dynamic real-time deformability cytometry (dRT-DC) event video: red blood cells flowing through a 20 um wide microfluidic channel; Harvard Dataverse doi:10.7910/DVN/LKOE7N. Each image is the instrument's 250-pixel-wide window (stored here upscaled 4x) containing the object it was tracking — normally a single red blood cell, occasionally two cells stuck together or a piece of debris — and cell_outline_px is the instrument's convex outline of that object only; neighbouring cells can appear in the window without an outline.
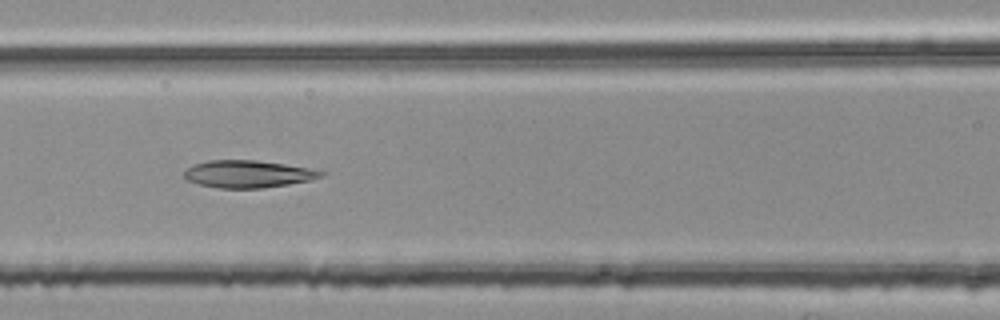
{"species": "common noctule bat (a hibernating species)", "species_latin": "Nyctalus noctula", "temperature_condition": "room temperature", "stored_images_in_passage": 41, "camera_frame_rate_fps": 3000, "um_per_image_px": 0.085, "animal": {"sex": "female", "body_mass_g": 25.1}, "frame": {"image": 1, "passage_image": 17, "time_ms": 5.333, "image_size_px": [1000, 320], "cell_outline_px": [[328, 172], [324, 176], [312, 180], [288, 184], [260, 188], [220, 188], [200, 184], [188, 180], [184, 176], [184, 172], [192, 164], [208, 160], [256, 160], [284, 164], [308, 168]], "centroid_in_image_um": [21.11, 14.78], "position_along_channel_um": 145.5, "area_um2": 21.73}}
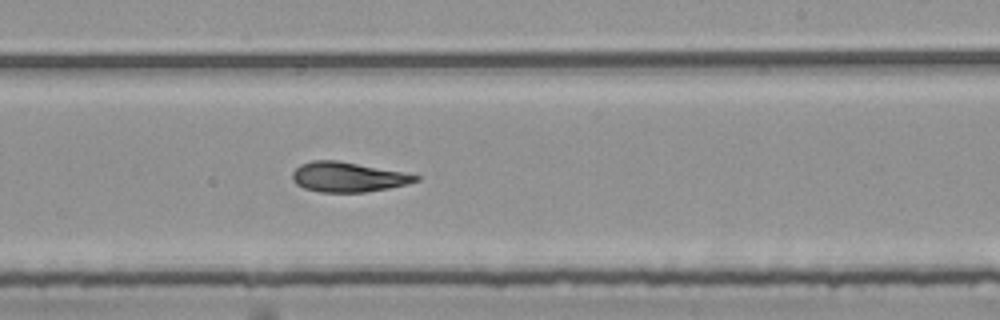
{"frame": {"image": 2, "passage_image": 26, "time_ms": 8.333, "image_size_px": [1000, 320], "cell_outline_px": [[420, 180], [388, 188], [364, 192], [320, 192], [304, 188], [296, 184], [292, 180], [292, 172], [300, 164], [312, 160], [336, 160], [400, 172], [420, 176]], "centroid_in_image_um": [29.5, 15.05], "position_along_channel_um": 259.5, "area_um2": 21.1}}
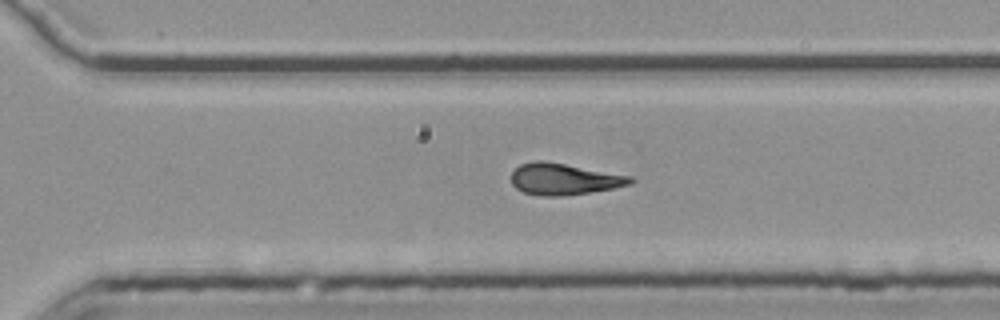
{"frame": {"image": 3, "passage_image": 31, "time_ms": 10.0, "image_size_px": [1000, 320], "cell_outline_px": [[636, 180], [628, 184], [612, 188], [564, 196], [540, 196], [524, 192], [516, 188], [512, 184], [512, 172], [520, 164], [536, 160], [544, 160], [632, 176]], "centroid_in_image_um": [47.92, 15.21], "position_along_channel_um": 322.7, "area_um2": 21.73}, "authors_computed_cell_mechanics": {"area_um2": 21.7328, "velocity_mm_per_s": 3.8217, "shape_relaxation_time_tau1_ms": 4.2901, "shape_relaxation_time_tau2_ms": 2.9332, "deformation_change_tau1": 0.1619, "deformation_change_tau2": 0.1205}}